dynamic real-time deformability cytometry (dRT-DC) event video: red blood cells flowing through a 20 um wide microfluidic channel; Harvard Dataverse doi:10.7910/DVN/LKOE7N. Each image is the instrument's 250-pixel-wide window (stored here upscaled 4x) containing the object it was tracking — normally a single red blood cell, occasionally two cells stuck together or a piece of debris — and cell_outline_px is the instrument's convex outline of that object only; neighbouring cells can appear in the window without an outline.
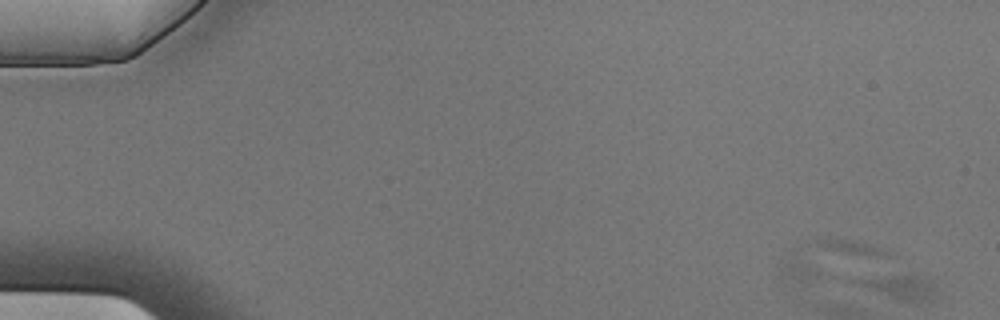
{"species": "Egyptian fruit bat (a non-hibernating species)", "species_latin": "Rousettus aegyptiacus", "temperature_condition": "cold", "stored_images_in_passage": 2, "camera_frame_rate_fps": 3000, "um_per_image_px": 0.085, "animal": {"sex": "male"}, "frame": {"image": 1, "passage_image": 2, "time_ms": 0.333, "image_size_px": [1000, 320], "cell_outline_px": [[940, 292], [932, 300], [916, 304], [908, 304], [896, 300], [848, 280], [892, 276], [920, 276], [936, 284]], "centroid_in_image_um": [76.69, 24.49], "position_along_channel_um": 8.3, "area_um2": 11.44}}